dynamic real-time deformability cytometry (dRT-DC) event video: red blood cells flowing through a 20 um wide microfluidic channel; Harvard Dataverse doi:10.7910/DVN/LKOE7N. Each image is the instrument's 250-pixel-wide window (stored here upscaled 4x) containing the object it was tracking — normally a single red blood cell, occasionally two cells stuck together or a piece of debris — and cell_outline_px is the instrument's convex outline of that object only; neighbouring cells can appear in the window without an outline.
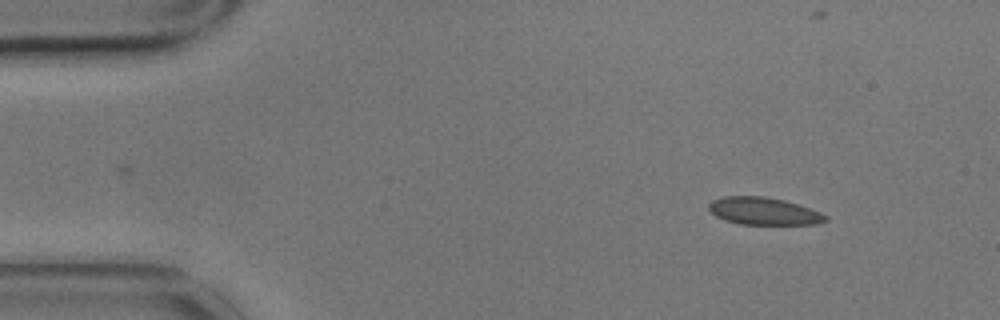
{"species": "common noctule bat (a hibernating species)", "species_latin": "Nyctalus noctula", "temperature_condition": "cold", "stored_images_in_passage": 4, "camera_frame_rate_fps": 3000, "um_per_image_px": 0.085, "animal": {"sex": "male", "body_mass_g": 17.9}, "frame": {"image": 1, "passage_image": 1, "time_ms": 0.0, "image_size_px": [1000, 320], "cell_outline_px": [[828, 220], [816, 224], [740, 224], [724, 220], [716, 216], [708, 208], [708, 204], [712, 200], [724, 196], [764, 196], [784, 200], [820, 212], [828, 216]], "centroid_in_image_um": [64.89, 17.94], "position_along_channel_um": 20.1, "area_um2": 18.55}}